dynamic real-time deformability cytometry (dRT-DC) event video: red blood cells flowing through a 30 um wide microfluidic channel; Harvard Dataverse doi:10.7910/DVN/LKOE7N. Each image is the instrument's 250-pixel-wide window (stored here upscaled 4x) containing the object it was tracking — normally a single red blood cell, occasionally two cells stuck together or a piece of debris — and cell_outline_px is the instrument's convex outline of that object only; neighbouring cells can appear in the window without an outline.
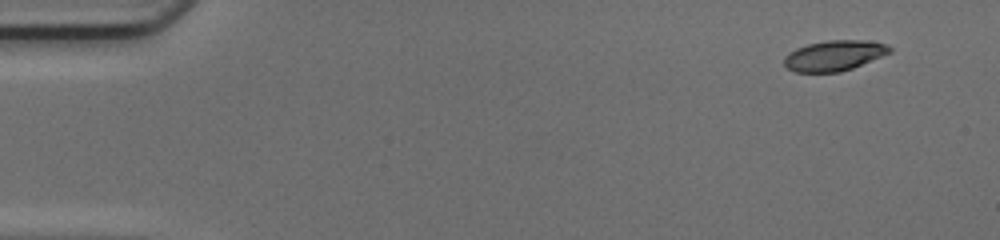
{"species": "common noctule bat (a hibernating species)", "species_latin": "Nyctalus noctula", "temperature_condition": "cold", "stored_images_in_passage": 47, "camera_frame_rate_fps": 3000, "um_per_image_px": 0.085, "animal": {"sex": "female", "body_mass_g": 17.0, "forearm_length_mm": 48.0}, "frame": {"image": 1, "passage_image": 1, "time_ms": 0.0, "image_size_px": [1000, 240], "cell_outline_px": [[892, 52], [852, 68], [840, 72], [796, 72], [788, 68], [784, 64], [784, 56], [788, 52], [796, 48], [808, 44], [828, 40], [864, 40], [888, 44], [892, 48]], "centroid_in_image_um": [70.91, 4.72], "position_along_channel_um": 14.1, "area_um2": 18.73}}
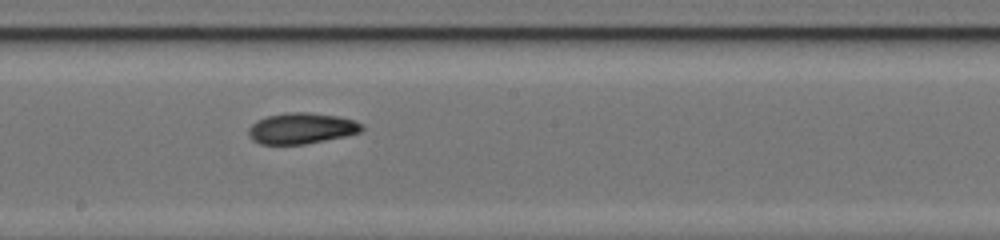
{"frame": {"image": 2, "passage_image": 25, "time_ms": 8.0, "image_size_px": [1000, 240], "cell_outline_px": [[364, 128], [360, 132], [344, 136], [304, 144], [260, 144], [252, 140], [248, 136], [248, 128], [256, 120], [268, 116], [288, 112], [308, 112], [340, 116], [356, 120], [364, 124]], "centroid_in_image_um": [25.63, 10.9], "position_along_channel_um": 222.6, "area_um2": 20.58}}
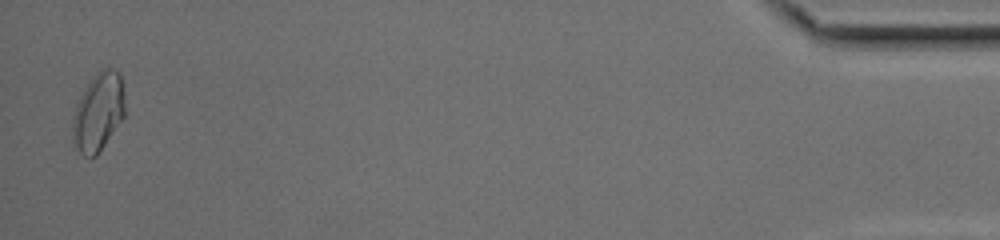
{"frame": {"image": 3, "passage_image": 46, "time_ms": 15.0, "image_size_px": [1000, 240], "cell_outline_px": [[124, 116], [96, 156], [84, 156], [80, 152], [72, 140], [72, 116], [76, 104], [84, 88], [92, 76], [96, 72], [104, 68], [112, 68], [120, 72], [124, 92]], "centroid_in_image_um": [8.34, 9.48], "position_along_channel_um": 426.9, "area_um2": 23.93}, "authors_computed_cell_mechanics": {"area_um2": 19.941, "velocity_mm_per_s": 4.2131, "shape_relaxation_time_tau1_ms": 2.583, "shape_relaxation_time_tau2_ms": 3.0856, "deformation_change_tau1": 0.1361, "deformation_change_tau2": 0.0907}}